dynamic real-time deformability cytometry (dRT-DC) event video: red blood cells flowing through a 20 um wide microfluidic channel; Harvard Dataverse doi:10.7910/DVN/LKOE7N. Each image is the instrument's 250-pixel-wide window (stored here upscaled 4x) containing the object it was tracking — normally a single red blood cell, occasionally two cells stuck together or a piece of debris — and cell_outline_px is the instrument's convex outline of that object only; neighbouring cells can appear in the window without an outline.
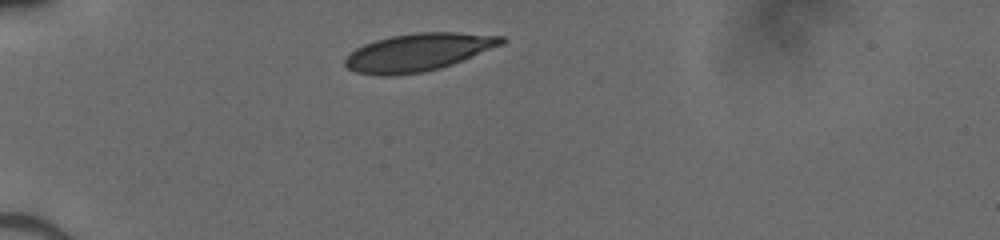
{"species": "human", "species_latin": "Homo sapiens", "temperature_condition": "cold", "stored_images_in_passage": 30, "camera_frame_rate_fps": 3000, "um_per_image_px": 0.085, "donor": {"sex": "male"}, "frame": {"image": 1, "passage_image": 1, "time_ms": 0.0, "image_size_px": [1000, 240], "cell_outline_px": [[508, 40], [504, 44], [452, 64], [440, 68], [424, 72], [392, 76], [384, 76], [356, 72], [348, 68], [344, 64], [344, 60], [356, 48], [364, 44], [376, 40], [392, 36], [416, 32], [456, 32], [504, 36]], "centroid_in_image_um": [35.58, 4.44], "position_along_channel_um": 49.4, "area_um2": 34.33}}
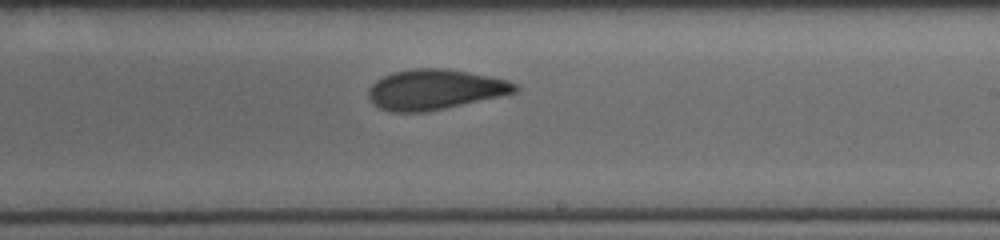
{"frame": {"image": 2, "passage_image": 18, "time_ms": 5.667, "image_size_px": [1000, 240], "cell_outline_px": [[520, 92], [444, 108], [424, 112], [392, 112], [380, 108], [372, 104], [368, 96], [368, 88], [376, 80], [392, 72], [412, 68], [444, 68], [468, 72], [508, 80], [516, 84], [520, 88]], "centroid_in_image_um": [36.96, 7.6], "position_along_channel_um": 252.0, "area_um2": 34.45}}
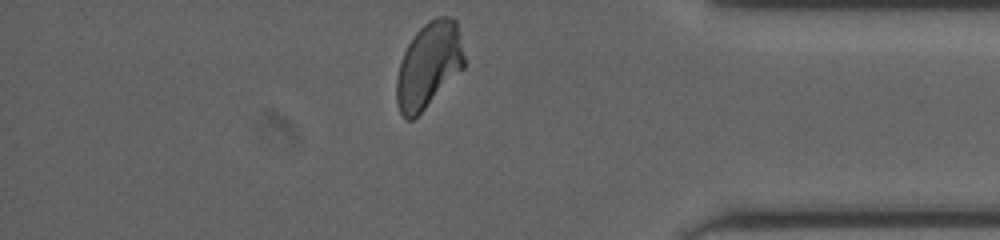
{"frame": {"image": 3, "passage_image": 30, "time_ms": 9.667, "image_size_px": [1000, 240], "cell_outline_px": [[464, 68], [412, 120], [408, 120], [400, 112], [396, 100], [396, 80], [400, 60], [408, 44], [416, 32], [428, 20], [436, 16], [448, 16], [456, 20], [464, 56]], "centroid_in_image_um": [36.42, 5.51], "position_along_channel_um": 398.8, "area_um2": 33.41}}